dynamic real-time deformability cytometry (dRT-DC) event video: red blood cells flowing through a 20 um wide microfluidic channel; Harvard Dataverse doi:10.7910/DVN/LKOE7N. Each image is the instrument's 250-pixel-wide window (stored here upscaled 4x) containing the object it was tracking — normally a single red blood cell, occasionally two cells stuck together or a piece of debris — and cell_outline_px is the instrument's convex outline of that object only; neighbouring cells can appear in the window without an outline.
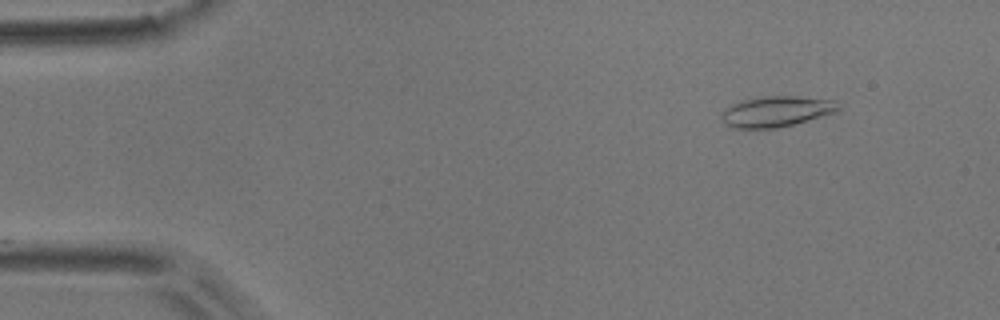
{"species": "common noctule bat (a hibernating species)", "species_latin": "Nyctalus noctula", "temperature_condition": "room temperature", "stored_images_in_passage": 5, "camera_frame_rate_fps": 3000, "um_per_image_px": 0.085, "animal": {"sex": "male", "body_mass_g": 17.9}, "frame": {"image": 1, "passage_image": 1, "time_ms": 0.0, "image_size_px": [1000, 320], "cell_outline_px": [[840, 108], [836, 112], [792, 124], [776, 128], [732, 128], [724, 124], [724, 108], [732, 104], [744, 100], [764, 96], [796, 96], [836, 100]], "centroid_in_image_um": [66.01, 9.46], "position_along_channel_um": 19.0, "area_um2": 20.58}}
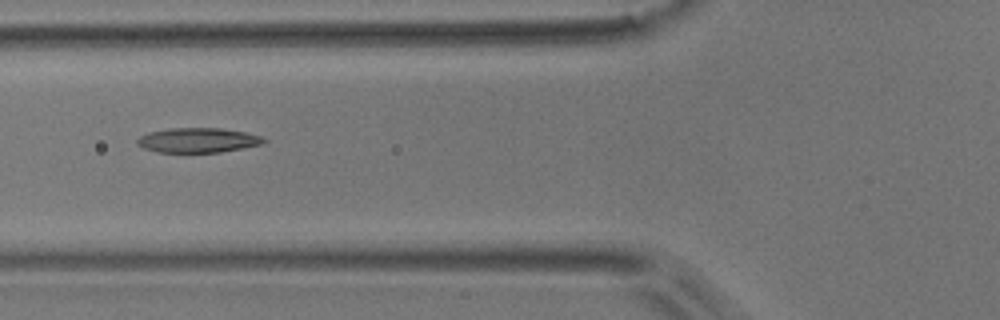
{"frame": {"image": 2, "passage_image": 5, "time_ms": 1.333, "image_size_px": [1000, 320], "cell_outline_px": [[268, 140], [264, 144], [220, 152], [156, 152], [144, 148], [136, 144], [136, 140], [140, 136], [148, 132], [172, 128], [220, 128], [244, 132], [260, 136]], "centroid_in_image_um": [16.82, 11.92], "position_along_channel_um": 109.0, "area_um2": 18.21}}